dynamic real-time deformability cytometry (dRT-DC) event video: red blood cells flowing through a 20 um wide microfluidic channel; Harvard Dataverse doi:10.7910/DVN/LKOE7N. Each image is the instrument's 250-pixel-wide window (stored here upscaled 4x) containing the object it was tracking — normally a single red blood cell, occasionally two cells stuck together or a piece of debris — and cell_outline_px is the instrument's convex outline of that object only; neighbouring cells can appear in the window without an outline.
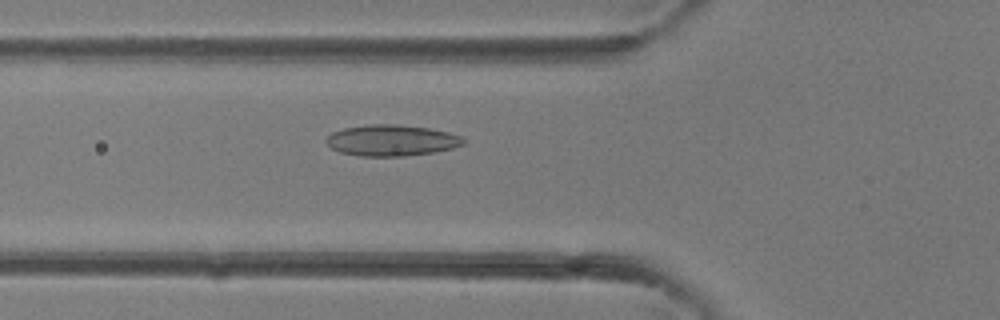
{"species": "common noctule bat (a hibernating species)", "species_latin": "Nyctalus noctula", "temperature_condition": "room temperature", "stored_images_in_passage": 29, "camera_frame_rate_fps": 3000, "um_per_image_px": 0.085, "animal": {"sex": "female"}, "frame": {"image": 1, "passage_image": 5, "time_ms": 1.333, "image_size_px": [1000, 320], "cell_outline_px": [[464, 144], [452, 148], [432, 152], [404, 156], [360, 156], [340, 152], [332, 148], [324, 140], [332, 132], [344, 128], [368, 124], [400, 124], [428, 128], [448, 132], [460, 136], [464, 140]], "centroid_in_image_um": [33.25, 11.92], "position_along_channel_um": 92.5, "area_um2": 24.8}}
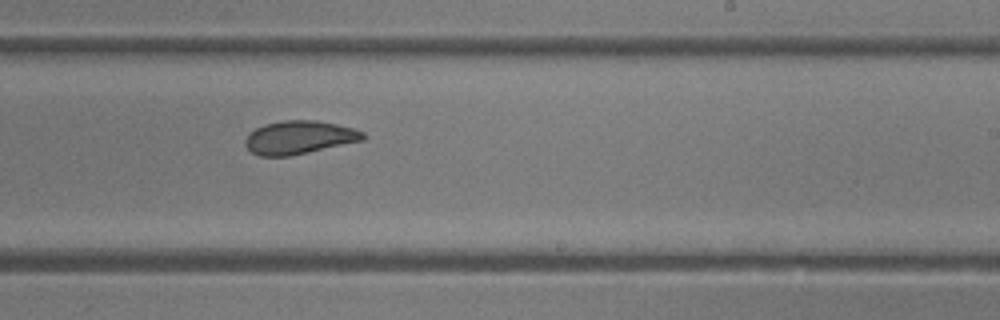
{"frame": {"image": 2, "passage_image": 15, "time_ms": 4.667, "image_size_px": [1000, 320], "cell_outline_px": [[368, 136], [364, 140], [308, 152], [288, 156], [260, 156], [252, 152], [244, 144], [244, 140], [256, 128], [264, 124], [284, 120], [316, 120], [336, 124], [352, 128], [364, 132]], "centroid_in_image_um": [25.45, 11.68], "position_along_channel_um": 263.5, "area_um2": 22.72}}
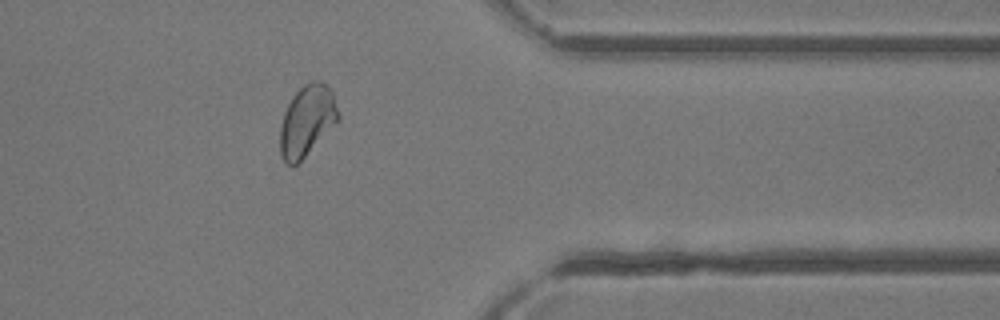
{"frame": {"image": 3, "passage_image": 23, "time_ms": 7.333, "image_size_px": [1000, 320], "cell_outline_px": [[340, 120], [292, 168], [284, 164], [280, 156], [280, 128], [284, 112], [292, 96], [304, 84], [312, 80], [320, 80], [332, 92], [340, 116]], "centroid_in_image_um": [26.07, 10.28], "position_along_channel_um": 385.3, "area_um2": 24.04}}